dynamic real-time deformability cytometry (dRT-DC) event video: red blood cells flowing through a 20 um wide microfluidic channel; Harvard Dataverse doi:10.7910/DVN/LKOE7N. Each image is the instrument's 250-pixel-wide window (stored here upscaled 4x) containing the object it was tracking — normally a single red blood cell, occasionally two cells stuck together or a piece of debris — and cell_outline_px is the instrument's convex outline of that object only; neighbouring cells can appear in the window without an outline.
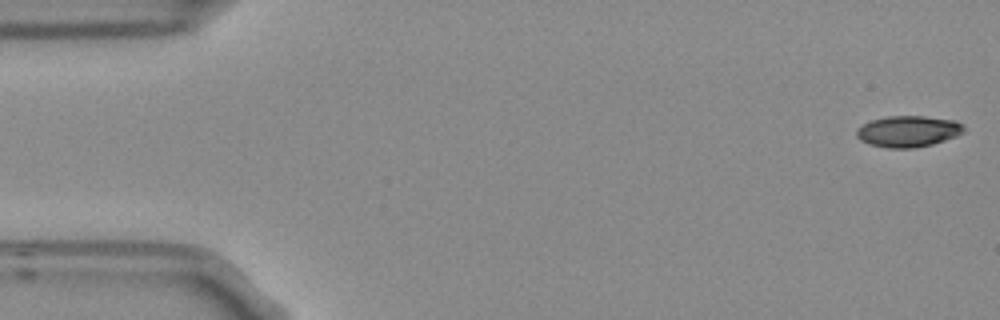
{"species": "Egyptian fruit bat (a non-hibernating species)", "species_latin": "Rousettus aegyptiacus", "temperature_condition": "room temperature", "stored_images_in_passage": 4, "camera_frame_rate_fps": 3000, "um_per_image_px": 0.085, "frame": {"image": 1, "passage_image": 1, "time_ms": 0.0, "image_size_px": [1000, 320], "cell_outline_px": [[964, 132], [956, 136], [932, 144], [916, 148], [888, 148], [868, 144], [860, 140], [856, 136], [856, 128], [872, 120], [888, 116], [924, 116], [956, 120], [964, 124]], "centroid_in_image_um": [77.2, 11.16], "position_along_channel_um": 7.8, "area_um2": 19.65}}
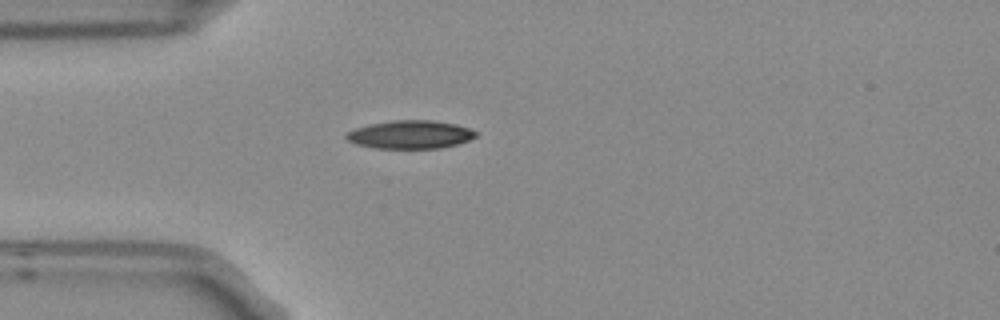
{"frame": {"image": 2, "passage_image": 4, "time_ms": 1.0, "image_size_px": [1000, 320], "cell_outline_px": [[476, 136], [468, 140], [456, 144], [440, 148], [376, 148], [356, 144], [348, 140], [344, 136], [348, 132], [356, 128], [372, 124], [392, 120], [432, 120], [456, 124], [468, 128], [476, 132]], "centroid_in_image_um": [34.87, 11.43], "position_along_channel_um": 50.1, "area_um2": 21.04}}